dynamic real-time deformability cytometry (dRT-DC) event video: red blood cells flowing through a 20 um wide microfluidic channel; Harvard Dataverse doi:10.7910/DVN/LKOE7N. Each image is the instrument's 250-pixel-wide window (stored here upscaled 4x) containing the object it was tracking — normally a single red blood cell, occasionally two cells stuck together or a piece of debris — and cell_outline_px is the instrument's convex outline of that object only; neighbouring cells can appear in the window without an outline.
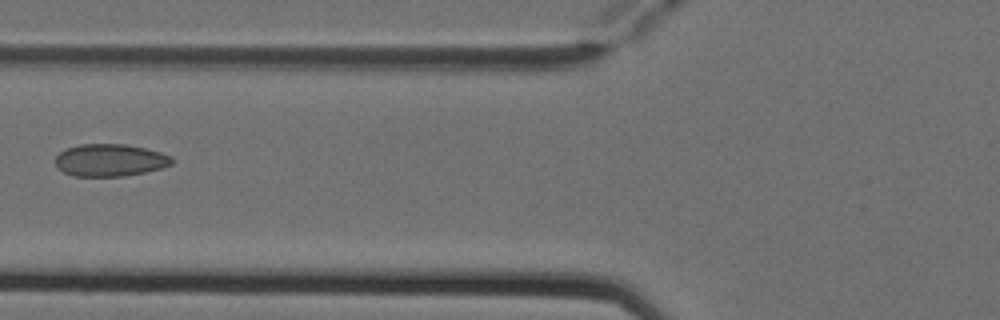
{"species": "Egyptian fruit bat (a non-hibernating species)", "species_latin": "Rousettus aegyptiacus", "temperature_condition": "cold", "stored_images_in_passage": 7, "camera_frame_rate_fps": 3000, "um_per_image_px": 0.085, "animal": {"sex": "female"}, "frame": {"image": 1, "passage_image": 5, "time_ms": 1.333, "image_size_px": [1000, 320], "cell_outline_px": [[172, 164], [160, 168], [144, 172], [124, 176], [72, 176], [64, 172], [56, 164], [56, 156], [60, 152], [68, 148], [80, 144], [128, 144], [160, 152], [172, 156]], "centroid_in_image_um": [9.36, 13.61], "position_along_channel_um": 116.4, "area_um2": 21.79}}
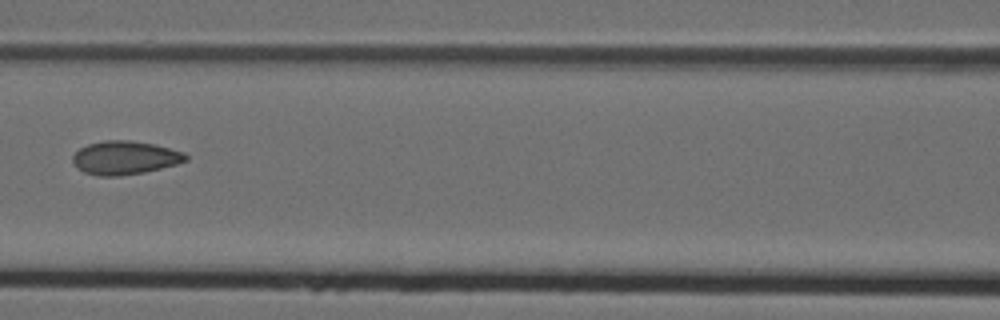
{"frame": {"image": 2, "passage_image": 6, "time_ms": 1.667, "image_size_px": [1000, 320], "cell_outline_px": [[188, 160], [176, 164], [144, 172], [120, 176], [96, 176], [84, 172], [76, 168], [72, 160], [72, 156], [80, 148], [88, 144], [104, 140], [132, 140], [152, 144], [184, 152], [188, 156]], "centroid_in_image_um": [10.58, 13.41], "position_along_channel_um": 156.0, "area_um2": 22.08}}
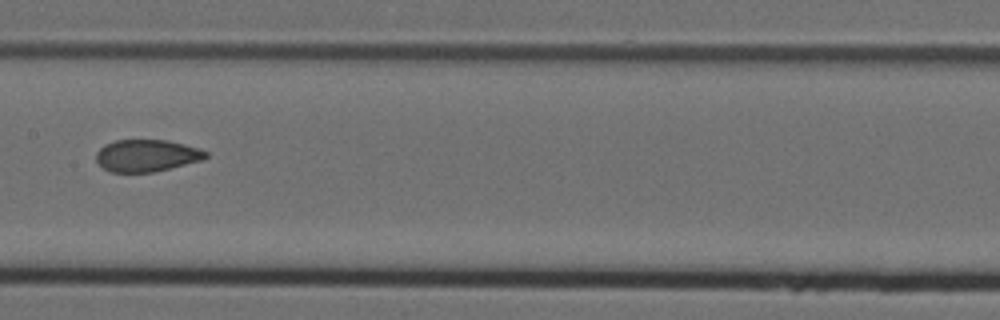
{"frame": {"image": 3, "passage_image": 7, "time_ms": 2.0, "image_size_px": [1000, 320], "cell_outline_px": [[208, 156], [200, 160], [152, 172], [112, 172], [104, 168], [96, 160], [96, 152], [104, 144], [116, 140], [168, 140], [200, 148], [208, 152]], "centroid_in_image_um": [12.45, 13.21], "position_along_channel_um": 194.9, "area_um2": 20.29}}